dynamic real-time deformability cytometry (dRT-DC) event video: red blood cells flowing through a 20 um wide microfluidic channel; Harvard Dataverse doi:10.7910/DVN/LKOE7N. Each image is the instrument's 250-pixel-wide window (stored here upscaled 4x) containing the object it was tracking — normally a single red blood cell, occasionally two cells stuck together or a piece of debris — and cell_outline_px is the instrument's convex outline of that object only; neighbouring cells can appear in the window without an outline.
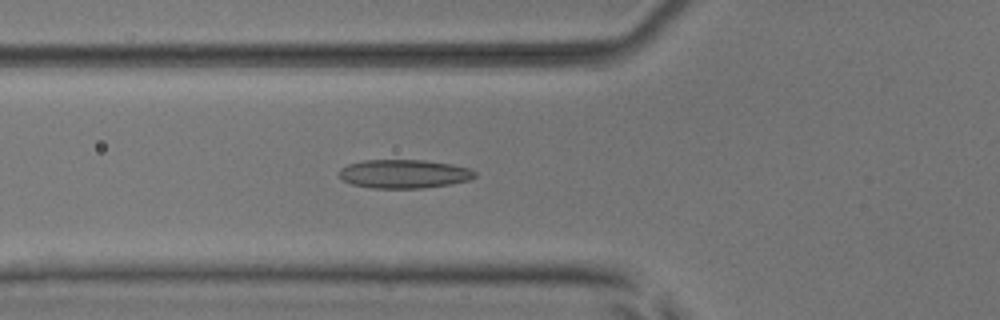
{"species": "common noctule bat (a hibernating species)", "species_latin": "Nyctalus noctula", "temperature_condition": "room temperature", "stored_images_in_passage": 35, "camera_frame_rate_fps": 3000, "um_per_image_px": 0.085, "animal": {"sex": "male", "body_mass_g": 17.9, "forearm_length_mm": 54.2}, "frame": {"image": 1, "passage_image": 2, "time_ms": 0.333, "image_size_px": [1000, 320], "cell_outline_px": [[476, 176], [472, 180], [424, 188], [372, 188], [352, 184], [344, 180], [340, 176], [340, 168], [348, 164], [364, 160], [424, 160], [452, 164], [472, 168], [476, 172]], "centroid_in_image_um": [34.39, 14.77], "position_along_channel_um": 91.4, "area_um2": 22.77}}
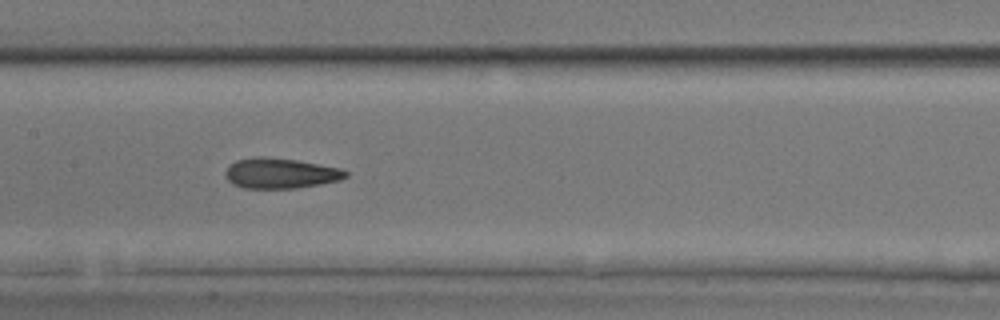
{"frame": {"image": 2, "passage_image": 9, "time_ms": 2.667, "image_size_px": [1000, 320], "cell_outline_px": [[348, 176], [340, 180], [320, 184], [296, 188], [244, 188], [232, 184], [224, 176], [224, 172], [228, 164], [236, 160], [256, 156], [264, 156], [296, 160], [340, 168], [348, 172]], "centroid_in_image_um": [23.79, 14.72], "position_along_channel_um": 183.6, "area_um2": 21.44}}
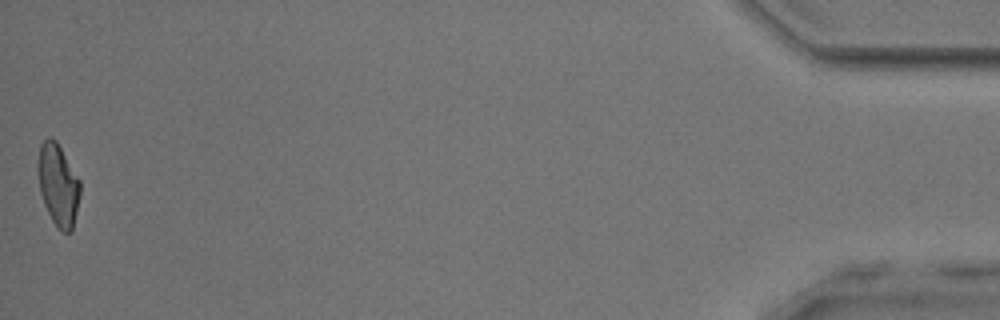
{"frame": {"image": 3, "passage_image": 35, "time_ms": 11.333, "image_size_px": [1000, 320], "cell_outline_px": [[80, 196], [72, 232], [60, 232], [56, 228], [44, 204], [40, 192], [36, 172], [36, 164], [40, 144], [48, 136], [52, 136], [56, 140], [80, 180]], "centroid_in_image_um": [4.92, 15.7], "position_along_channel_um": 430.3, "area_um2": 20.63}}